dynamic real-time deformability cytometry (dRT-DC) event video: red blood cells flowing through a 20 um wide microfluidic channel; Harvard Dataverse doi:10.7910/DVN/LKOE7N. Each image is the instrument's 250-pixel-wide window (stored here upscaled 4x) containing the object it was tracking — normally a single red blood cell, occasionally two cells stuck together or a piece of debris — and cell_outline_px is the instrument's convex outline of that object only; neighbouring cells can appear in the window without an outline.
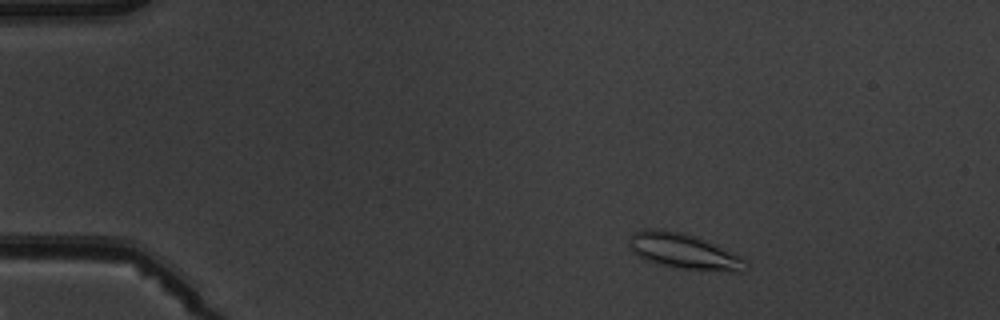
{"species": "common noctule bat (a hibernating species)", "species_latin": "Nyctalus noctula", "temperature_condition": "warm", "stored_images_in_passage": 5, "camera_frame_rate_fps": 3000, "um_per_image_px": 0.085, "animal": {"sex": "male", "body_mass_g": 19.5, "forearm_length_mm": 54.6}, "frame": {"image": 1, "passage_image": 2, "time_ms": 1.333, "image_size_px": [1000, 320], "cell_outline_px": [[748, 268], [744, 272], [736, 272], [680, 268], [648, 260], [632, 252], [628, 244], [628, 240], [636, 232], [648, 228], [656, 228], [684, 232], [696, 236], [740, 256], [748, 260]], "centroid_in_image_um": [58.17, 21.35], "position_along_channel_um": 26.8, "area_um2": 23.87}}
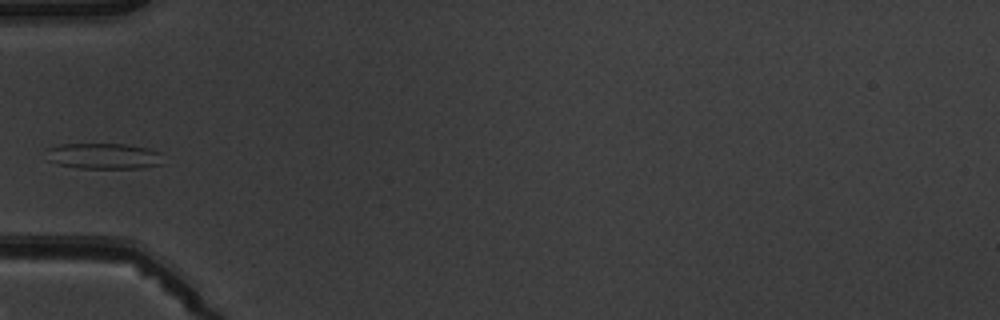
{"frame": {"image": 2, "passage_image": 4, "time_ms": 4.667, "image_size_px": [1000, 320], "cell_outline_px": [[160, 164], [140, 168], [80, 168], [56, 164], [48, 160], [44, 148], [60, 144], [128, 144], [148, 148], [160, 152]], "centroid_in_image_um": [8.73, 13.25], "position_along_channel_um": 76.3, "area_um2": 17.69}}
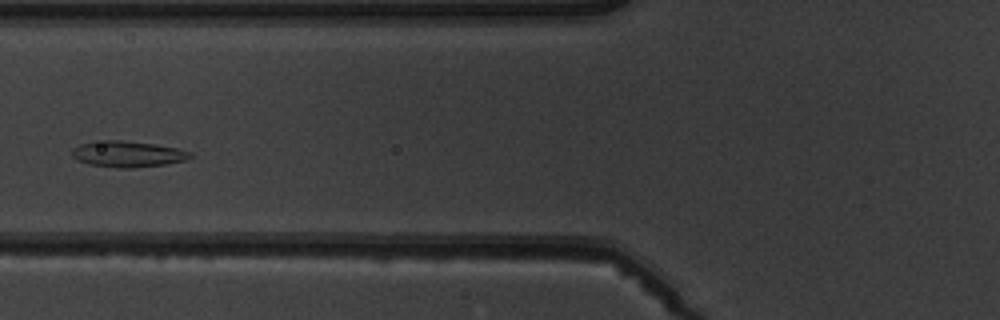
{"frame": {"image": 3, "passage_image": 5, "time_ms": 5.667, "image_size_px": [1000, 320], "cell_outline_px": [[192, 156], [184, 160], [164, 164], [132, 168], [120, 168], [88, 164], [76, 160], [72, 156], [72, 148], [80, 144], [92, 140], [120, 140], [152, 144], [176, 148], [192, 152]], "centroid_in_image_um": [10.78, 13.08], "position_along_channel_um": 115.0, "area_um2": 17.92}}